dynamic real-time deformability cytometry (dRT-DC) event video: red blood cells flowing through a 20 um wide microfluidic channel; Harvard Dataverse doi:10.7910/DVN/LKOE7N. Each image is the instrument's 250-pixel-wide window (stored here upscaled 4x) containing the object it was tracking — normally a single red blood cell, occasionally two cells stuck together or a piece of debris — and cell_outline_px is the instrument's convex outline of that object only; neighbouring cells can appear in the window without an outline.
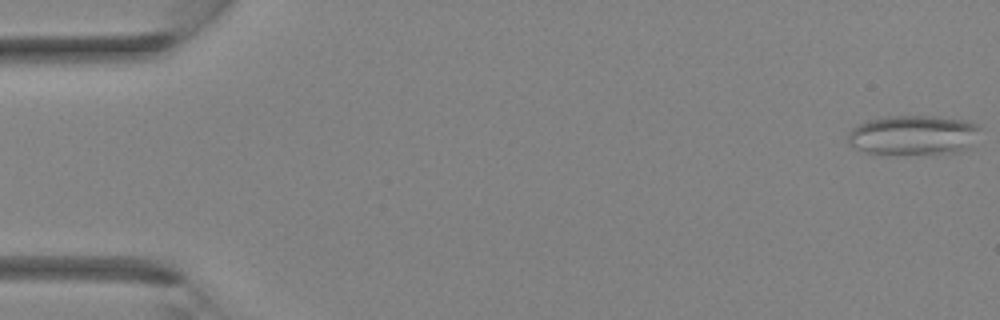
{"species": "Egyptian fruit bat (a non-hibernating species)", "species_latin": "Rousettus aegyptiacus", "temperature_condition": "room temperature", "stored_images_in_passage": 35, "camera_frame_rate_fps": 3000, "um_per_image_px": 0.085, "animal": {"sex": "female"}, "frame": {"image": 1, "passage_image": 1, "time_ms": 0.0, "image_size_px": [1000, 320], "cell_outline_px": [[980, 128], [972, 148], [960, 152], [888, 156], [868, 152], [852, 148], [848, 144], [848, 132], [856, 124], [868, 120], [888, 116], [936, 116], [968, 120], [976, 124]], "centroid_in_image_um": [77.62, 11.51], "position_along_channel_um": 7.4, "area_um2": 31.67}}
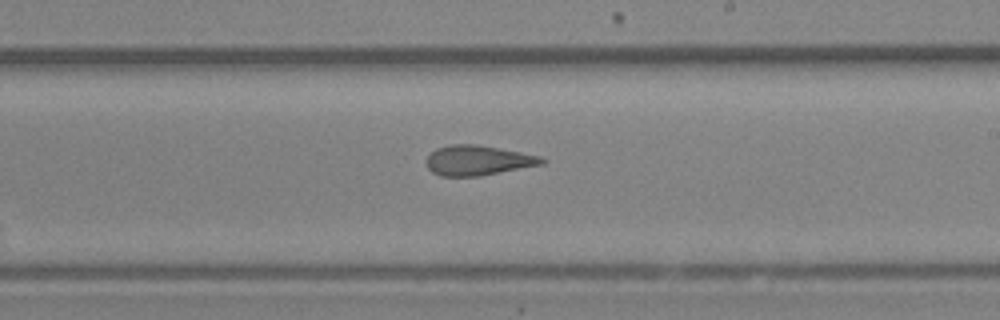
{"frame": {"image": 2, "passage_image": 21, "time_ms": 6.667, "image_size_px": [1000, 320], "cell_outline_px": [[548, 160], [544, 164], [480, 176], [440, 176], [432, 172], [428, 168], [428, 156], [436, 148], [452, 144], [476, 144], [520, 152], [540, 156]], "centroid_in_image_um": [40.65, 13.63], "position_along_channel_um": 248.3, "area_um2": 20.06}}
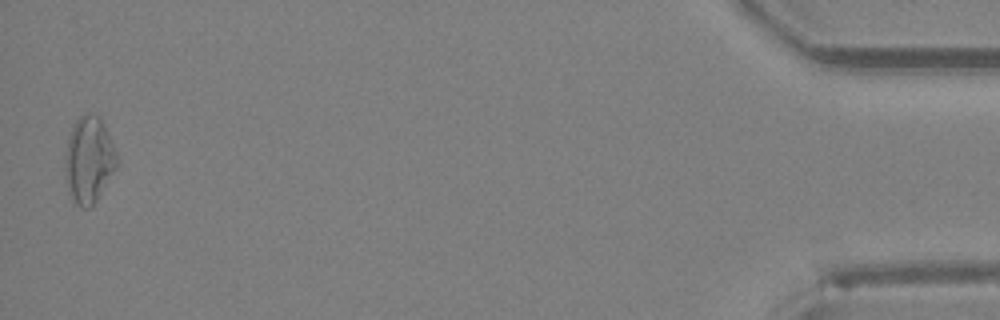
{"frame": {"image": 3, "passage_image": 35, "time_ms": 11.333, "image_size_px": [1000, 320], "cell_outline_px": [[120, 164], [92, 208], [80, 208], [72, 204], [68, 192], [64, 172], [64, 156], [68, 140], [72, 128], [76, 120], [84, 112], [92, 112], [104, 124], [116, 152]], "centroid_in_image_um": [7.55, 13.66], "position_along_channel_um": 427.7, "area_um2": 26.88}}